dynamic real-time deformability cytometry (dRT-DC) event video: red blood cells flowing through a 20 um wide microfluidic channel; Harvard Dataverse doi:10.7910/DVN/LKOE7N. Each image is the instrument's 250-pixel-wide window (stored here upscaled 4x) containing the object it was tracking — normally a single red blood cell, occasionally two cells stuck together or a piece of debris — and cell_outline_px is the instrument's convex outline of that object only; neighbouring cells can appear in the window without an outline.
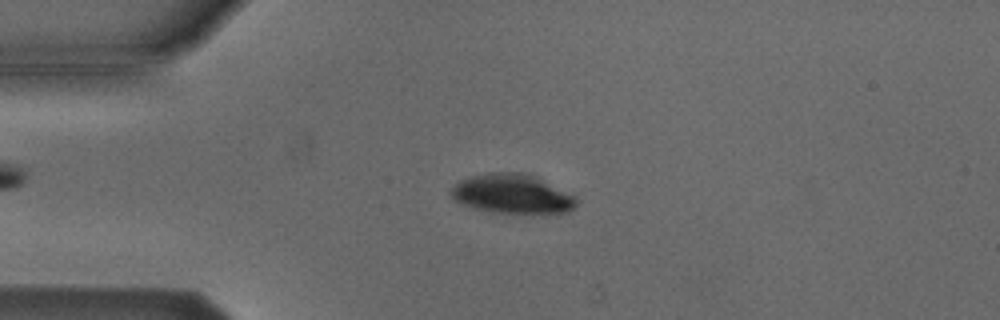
{"species": "Egyptian fruit bat (a non-hibernating species)", "species_latin": "Rousettus aegyptiacus", "temperature_condition": "cold", "stored_images_in_passage": 52, "camera_frame_rate_fps": 3000, "um_per_image_px": 0.085, "animal": {"sex": "male"}, "frame": {"image": 1, "passage_image": 12, "time_ms": 3.667, "image_size_px": [1000, 320], "cell_outline_px": [[576, 204], [568, 212], [492, 212], [460, 204], [452, 200], [448, 192], [460, 180], [468, 176], [488, 172], [520, 172], [536, 176], [576, 196]], "centroid_in_image_um": [43.47, 16.45], "position_along_channel_um": 41.5, "area_um2": 28.67}}
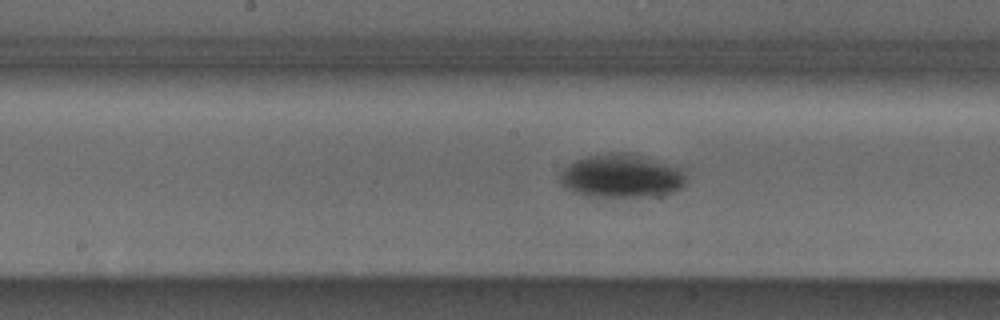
{"frame": {"image": 2, "passage_image": 26, "time_ms": 8.333, "image_size_px": [1000, 320], "cell_outline_px": [[688, 180], [680, 188], [672, 192], [652, 196], [588, 196], [564, 188], [560, 184], [560, 172], [568, 164], [576, 160], [588, 156], [608, 152], [628, 152], [676, 168]], "centroid_in_image_um": [52.73, 14.96], "position_along_channel_um": 195.5, "area_um2": 31.39}}
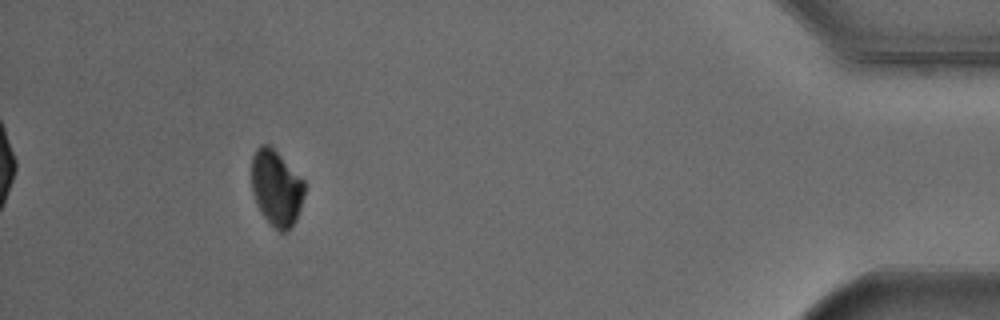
{"frame": {"image": 3, "passage_image": 48, "time_ms": 15.667, "image_size_px": [1000, 320], "cell_outline_px": [[304, 196], [296, 220], [284, 232], [280, 232], [260, 212], [252, 192], [252, 156], [256, 148], [260, 144], [268, 144], [304, 180]], "centroid_in_image_um": [23.47, 15.96], "position_along_channel_um": 411.7, "area_um2": 23.0}, "authors_computed_cell_mechanics": {"area_um2": 28.322, "velocity_mm_per_s": 3.8305, "shape_relaxation_time_tau1_ms": 1.4748, "shape_relaxation_time_tau2_ms": null, "deformation_change_tau1": 0.0575, "deformation_change_tau2": null}}